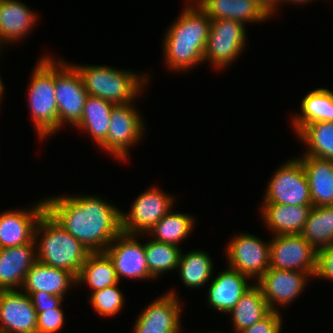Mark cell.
I'll list each match as a JSON object with an SVG mask.
<instances>
[{
    "instance_id": "cell-22",
    "label": "cell",
    "mask_w": 333,
    "mask_h": 333,
    "mask_svg": "<svg viewBox=\"0 0 333 333\" xmlns=\"http://www.w3.org/2000/svg\"><path fill=\"white\" fill-rule=\"evenodd\" d=\"M196 4L211 20L228 19L245 25L271 19L255 0H199Z\"/></svg>"
},
{
    "instance_id": "cell-20",
    "label": "cell",
    "mask_w": 333,
    "mask_h": 333,
    "mask_svg": "<svg viewBox=\"0 0 333 333\" xmlns=\"http://www.w3.org/2000/svg\"><path fill=\"white\" fill-rule=\"evenodd\" d=\"M18 0H0V38L4 45L27 37L38 21V15Z\"/></svg>"
},
{
    "instance_id": "cell-13",
    "label": "cell",
    "mask_w": 333,
    "mask_h": 333,
    "mask_svg": "<svg viewBox=\"0 0 333 333\" xmlns=\"http://www.w3.org/2000/svg\"><path fill=\"white\" fill-rule=\"evenodd\" d=\"M137 234L121 232L104 251L112 260L117 278L154 279L148 270L144 244Z\"/></svg>"
},
{
    "instance_id": "cell-40",
    "label": "cell",
    "mask_w": 333,
    "mask_h": 333,
    "mask_svg": "<svg viewBox=\"0 0 333 333\" xmlns=\"http://www.w3.org/2000/svg\"><path fill=\"white\" fill-rule=\"evenodd\" d=\"M312 1H315V0H281V5L284 3L285 4V2H286V4L287 3H289V4H306V3H310V2H312Z\"/></svg>"
},
{
    "instance_id": "cell-17",
    "label": "cell",
    "mask_w": 333,
    "mask_h": 333,
    "mask_svg": "<svg viewBox=\"0 0 333 333\" xmlns=\"http://www.w3.org/2000/svg\"><path fill=\"white\" fill-rule=\"evenodd\" d=\"M0 329L5 333H37V312L21 290H0Z\"/></svg>"
},
{
    "instance_id": "cell-5",
    "label": "cell",
    "mask_w": 333,
    "mask_h": 333,
    "mask_svg": "<svg viewBox=\"0 0 333 333\" xmlns=\"http://www.w3.org/2000/svg\"><path fill=\"white\" fill-rule=\"evenodd\" d=\"M27 88L28 107L40 139L58 131V107L55 100V58L45 55L36 63Z\"/></svg>"
},
{
    "instance_id": "cell-42",
    "label": "cell",
    "mask_w": 333,
    "mask_h": 333,
    "mask_svg": "<svg viewBox=\"0 0 333 333\" xmlns=\"http://www.w3.org/2000/svg\"><path fill=\"white\" fill-rule=\"evenodd\" d=\"M3 46H5V45H4V43L2 42V40L0 38V51L2 50V48H4Z\"/></svg>"
},
{
    "instance_id": "cell-39",
    "label": "cell",
    "mask_w": 333,
    "mask_h": 333,
    "mask_svg": "<svg viewBox=\"0 0 333 333\" xmlns=\"http://www.w3.org/2000/svg\"><path fill=\"white\" fill-rule=\"evenodd\" d=\"M261 8L272 18L275 12L278 13V6H281V0H255Z\"/></svg>"
},
{
    "instance_id": "cell-25",
    "label": "cell",
    "mask_w": 333,
    "mask_h": 333,
    "mask_svg": "<svg viewBox=\"0 0 333 333\" xmlns=\"http://www.w3.org/2000/svg\"><path fill=\"white\" fill-rule=\"evenodd\" d=\"M300 107L301 111L291 120L295 134L309 123L333 122V91L327 88L312 90L303 97Z\"/></svg>"
},
{
    "instance_id": "cell-28",
    "label": "cell",
    "mask_w": 333,
    "mask_h": 333,
    "mask_svg": "<svg viewBox=\"0 0 333 333\" xmlns=\"http://www.w3.org/2000/svg\"><path fill=\"white\" fill-rule=\"evenodd\" d=\"M119 283L114 264L105 252L91 253L76 277V285L87 284L92 292Z\"/></svg>"
},
{
    "instance_id": "cell-31",
    "label": "cell",
    "mask_w": 333,
    "mask_h": 333,
    "mask_svg": "<svg viewBox=\"0 0 333 333\" xmlns=\"http://www.w3.org/2000/svg\"><path fill=\"white\" fill-rule=\"evenodd\" d=\"M195 217L186 213H178L172 209L157 222L147 234L152 239L179 246L194 231ZM154 235V236H153Z\"/></svg>"
},
{
    "instance_id": "cell-10",
    "label": "cell",
    "mask_w": 333,
    "mask_h": 333,
    "mask_svg": "<svg viewBox=\"0 0 333 333\" xmlns=\"http://www.w3.org/2000/svg\"><path fill=\"white\" fill-rule=\"evenodd\" d=\"M174 197L157 186L139 194L129 212L121 211L122 232L140 236L147 234L172 209Z\"/></svg>"
},
{
    "instance_id": "cell-33",
    "label": "cell",
    "mask_w": 333,
    "mask_h": 333,
    "mask_svg": "<svg viewBox=\"0 0 333 333\" xmlns=\"http://www.w3.org/2000/svg\"><path fill=\"white\" fill-rule=\"evenodd\" d=\"M148 270L155 278L161 277V274L177 270L181 248L176 245L159 242L150 239L144 244Z\"/></svg>"
},
{
    "instance_id": "cell-12",
    "label": "cell",
    "mask_w": 333,
    "mask_h": 333,
    "mask_svg": "<svg viewBox=\"0 0 333 333\" xmlns=\"http://www.w3.org/2000/svg\"><path fill=\"white\" fill-rule=\"evenodd\" d=\"M270 240V268L308 273L314 278L317 251L300 235H273Z\"/></svg>"
},
{
    "instance_id": "cell-29",
    "label": "cell",
    "mask_w": 333,
    "mask_h": 333,
    "mask_svg": "<svg viewBox=\"0 0 333 333\" xmlns=\"http://www.w3.org/2000/svg\"><path fill=\"white\" fill-rule=\"evenodd\" d=\"M203 250H191L182 253L178 264V273L181 282L189 288H203L213 276V259Z\"/></svg>"
},
{
    "instance_id": "cell-2",
    "label": "cell",
    "mask_w": 333,
    "mask_h": 333,
    "mask_svg": "<svg viewBox=\"0 0 333 333\" xmlns=\"http://www.w3.org/2000/svg\"><path fill=\"white\" fill-rule=\"evenodd\" d=\"M173 22L163 38L164 63L168 70L187 72L204 63L211 19L196 3H186Z\"/></svg>"
},
{
    "instance_id": "cell-34",
    "label": "cell",
    "mask_w": 333,
    "mask_h": 333,
    "mask_svg": "<svg viewBox=\"0 0 333 333\" xmlns=\"http://www.w3.org/2000/svg\"><path fill=\"white\" fill-rule=\"evenodd\" d=\"M88 299L98 315L104 317H112L119 313L125 301L118 284L90 292Z\"/></svg>"
},
{
    "instance_id": "cell-24",
    "label": "cell",
    "mask_w": 333,
    "mask_h": 333,
    "mask_svg": "<svg viewBox=\"0 0 333 333\" xmlns=\"http://www.w3.org/2000/svg\"><path fill=\"white\" fill-rule=\"evenodd\" d=\"M297 158L305 170L312 206L333 205V161L312 156Z\"/></svg>"
},
{
    "instance_id": "cell-23",
    "label": "cell",
    "mask_w": 333,
    "mask_h": 333,
    "mask_svg": "<svg viewBox=\"0 0 333 333\" xmlns=\"http://www.w3.org/2000/svg\"><path fill=\"white\" fill-rule=\"evenodd\" d=\"M75 285L76 278L70 272L50 267L37 260L27 272L20 290L23 292L44 291L64 298L65 294L70 292V288L72 289Z\"/></svg>"
},
{
    "instance_id": "cell-11",
    "label": "cell",
    "mask_w": 333,
    "mask_h": 333,
    "mask_svg": "<svg viewBox=\"0 0 333 333\" xmlns=\"http://www.w3.org/2000/svg\"><path fill=\"white\" fill-rule=\"evenodd\" d=\"M228 267L256 282L270 268V241L250 233L231 237L225 249Z\"/></svg>"
},
{
    "instance_id": "cell-38",
    "label": "cell",
    "mask_w": 333,
    "mask_h": 333,
    "mask_svg": "<svg viewBox=\"0 0 333 333\" xmlns=\"http://www.w3.org/2000/svg\"><path fill=\"white\" fill-rule=\"evenodd\" d=\"M24 293H27L31 297L36 312H43L46 309L58 308L63 305L64 298L58 295H51L44 291Z\"/></svg>"
},
{
    "instance_id": "cell-1",
    "label": "cell",
    "mask_w": 333,
    "mask_h": 333,
    "mask_svg": "<svg viewBox=\"0 0 333 333\" xmlns=\"http://www.w3.org/2000/svg\"><path fill=\"white\" fill-rule=\"evenodd\" d=\"M97 195L45 198L46 212L92 253L104 252L122 232L120 208Z\"/></svg>"
},
{
    "instance_id": "cell-4",
    "label": "cell",
    "mask_w": 333,
    "mask_h": 333,
    "mask_svg": "<svg viewBox=\"0 0 333 333\" xmlns=\"http://www.w3.org/2000/svg\"><path fill=\"white\" fill-rule=\"evenodd\" d=\"M82 79L87 94L99 97L115 105L136 102L147 87L149 74H137L132 70L104 65L71 64ZM146 86V87H145Z\"/></svg>"
},
{
    "instance_id": "cell-43",
    "label": "cell",
    "mask_w": 333,
    "mask_h": 333,
    "mask_svg": "<svg viewBox=\"0 0 333 333\" xmlns=\"http://www.w3.org/2000/svg\"><path fill=\"white\" fill-rule=\"evenodd\" d=\"M199 0H190L191 3H197Z\"/></svg>"
},
{
    "instance_id": "cell-37",
    "label": "cell",
    "mask_w": 333,
    "mask_h": 333,
    "mask_svg": "<svg viewBox=\"0 0 333 333\" xmlns=\"http://www.w3.org/2000/svg\"><path fill=\"white\" fill-rule=\"evenodd\" d=\"M316 277L333 281V245L317 251Z\"/></svg>"
},
{
    "instance_id": "cell-14",
    "label": "cell",
    "mask_w": 333,
    "mask_h": 333,
    "mask_svg": "<svg viewBox=\"0 0 333 333\" xmlns=\"http://www.w3.org/2000/svg\"><path fill=\"white\" fill-rule=\"evenodd\" d=\"M171 289L141 311L132 333H181V301Z\"/></svg>"
},
{
    "instance_id": "cell-9",
    "label": "cell",
    "mask_w": 333,
    "mask_h": 333,
    "mask_svg": "<svg viewBox=\"0 0 333 333\" xmlns=\"http://www.w3.org/2000/svg\"><path fill=\"white\" fill-rule=\"evenodd\" d=\"M246 25L220 19L211 20L210 32L204 51V62L213 68L224 69L234 62L247 45Z\"/></svg>"
},
{
    "instance_id": "cell-3",
    "label": "cell",
    "mask_w": 333,
    "mask_h": 333,
    "mask_svg": "<svg viewBox=\"0 0 333 333\" xmlns=\"http://www.w3.org/2000/svg\"><path fill=\"white\" fill-rule=\"evenodd\" d=\"M36 259L50 267L66 270L75 278L92 253L61 227L46 211L35 228Z\"/></svg>"
},
{
    "instance_id": "cell-26",
    "label": "cell",
    "mask_w": 333,
    "mask_h": 333,
    "mask_svg": "<svg viewBox=\"0 0 333 333\" xmlns=\"http://www.w3.org/2000/svg\"><path fill=\"white\" fill-rule=\"evenodd\" d=\"M114 106L115 104L107 100L88 95L81 120L75 128L90 134L94 143L100 147L106 141L111 111Z\"/></svg>"
},
{
    "instance_id": "cell-27",
    "label": "cell",
    "mask_w": 333,
    "mask_h": 333,
    "mask_svg": "<svg viewBox=\"0 0 333 333\" xmlns=\"http://www.w3.org/2000/svg\"><path fill=\"white\" fill-rule=\"evenodd\" d=\"M270 312L260 287L254 283L228 314L231 315L234 333H239L261 321Z\"/></svg>"
},
{
    "instance_id": "cell-15",
    "label": "cell",
    "mask_w": 333,
    "mask_h": 333,
    "mask_svg": "<svg viewBox=\"0 0 333 333\" xmlns=\"http://www.w3.org/2000/svg\"><path fill=\"white\" fill-rule=\"evenodd\" d=\"M311 276L305 272L269 268L255 283L271 311L286 308L304 291ZM277 306V307H276Z\"/></svg>"
},
{
    "instance_id": "cell-35",
    "label": "cell",
    "mask_w": 333,
    "mask_h": 333,
    "mask_svg": "<svg viewBox=\"0 0 333 333\" xmlns=\"http://www.w3.org/2000/svg\"><path fill=\"white\" fill-rule=\"evenodd\" d=\"M64 310L61 306L37 312V333H57L65 322Z\"/></svg>"
},
{
    "instance_id": "cell-7",
    "label": "cell",
    "mask_w": 333,
    "mask_h": 333,
    "mask_svg": "<svg viewBox=\"0 0 333 333\" xmlns=\"http://www.w3.org/2000/svg\"><path fill=\"white\" fill-rule=\"evenodd\" d=\"M134 106V102L114 106L106 141L99 147L120 161H129V148L137 145L145 133V122Z\"/></svg>"
},
{
    "instance_id": "cell-21",
    "label": "cell",
    "mask_w": 333,
    "mask_h": 333,
    "mask_svg": "<svg viewBox=\"0 0 333 333\" xmlns=\"http://www.w3.org/2000/svg\"><path fill=\"white\" fill-rule=\"evenodd\" d=\"M312 205L292 206L262 203L260 214L264 225L274 235L300 234L308 219Z\"/></svg>"
},
{
    "instance_id": "cell-16",
    "label": "cell",
    "mask_w": 333,
    "mask_h": 333,
    "mask_svg": "<svg viewBox=\"0 0 333 333\" xmlns=\"http://www.w3.org/2000/svg\"><path fill=\"white\" fill-rule=\"evenodd\" d=\"M46 211L45 199L29 209H10L0 214V248L18 247L34 240L35 228Z\"/></svg>"
},
{
    "instance_id": "cell-32",
    "label": "cell",
    "mask_w": 333,
    "mask_h": 333,
    "mask_svg": "<svg viewBox=\"0 0 333 333\" xmlns=\"http://www.w3.org/2000/svg\"><path fill=\"white\" fill-rule=\"evenodd\" d=\"M296 136L307 149L302 156L333 161V122L309 123Z\"/></svg>"
},
{
    "instance_id": "cell-41",
    "label": "cell",
    "mask_w": 333,
    "mask_h": 333,
    "mask_svg": "<svg viewBox=\"0 0 333 333\" xmlns=\"http://www.w3.org/2000/svg\"><path fill=\"white\" fill-rule=\"evenodd\" d=\"M5 85H3V81H2V79H1V76H0V103H1V100H2V98H3V94H4V87Z\"/></svg>"
},
{
    "instance_id": "cell-8",
    "label": "cell",
    "mask_w": 333,
    "mask_h": 333,
    "mask_svg": "<svg viewBox=\"0 0 333 333\" xmlns=\"http://www.w3.org/2000/svg\"><path fill=\"white\" fill-rule=\"evenodd\" d=\"M267 183L262 203L312 205L305 170L297 157L285 161Z\"/></svg>"
},
{
    "instance_id": "cell-18",
    "label": "cell",
    "mask_w": 333,
    "mask_h": 333,
    "mask_svg": "<svg viewBox=\"0 0 333 333\" xmlns=\"http://www.w3.org/2000/svg\"><path fill=\"white\" fill-rule=\"evenodd\" d=\"M250 279L238 270L228 267L208 284L207 304L218 312L228 314L255 283H251Z\"/></svg>"
},
{
    "instance_id": "cell-36",
    "label": "cell",
    "mask_w": 333,
    "mask_h": 333,
    "mask_svg": "<svg viewBox=\"0 0 333 333\" xmlns=\"http://www.w3.org/2000/svg\"><path fill=\"white\" fill-rule=\"evenodd\" d=\"M282 318L279 311H271L261 321L239 333H281L283 324Z\"/></svg>"
},
{
    "instance_id": "cell-30",
    "label": "cell",
    "mask_w": 333,
    "mask_h": 333,
    "mask_svg": "<svg viewBox=\"0 0 333 333\" xmlns=\"http://www.w3.org/2000/svg\"><path fill=\"white\" fill-rule=\"evenodd\" d=\"M300 235L316 251L333 245V205L312 207Z\"/></svg>"
},
{
    "instance_id": "cell-6",
    "label": "cell",
    "mask_w": 333,
    "mask_h": 333,
    "mask_svg": "<svg viewBox=\"0 0 333 333\" xmlns=\"http://www.w3.org/2000/svg\"><path fill=\"white\" fill-rule=\"evenodd\" d=\"M65 59L55 60V100L58 107V131L68 123L75 127L81 120L88 97L79 72ZM67 123V124H66Z\"/></svg>"
},
{
    "instance_id": "cell-19",
    "label": "cell",
    "mask_w": 333,
    "mask_h": 333,
    "mask_svg": "<svg viewBox=\"0 0 333 333\" xmlns=\"http://www.w3.org/2000/svg\"><path fill=\"white\" fill-rule=\"evenodd\" d=\"M36 261L35 240L23 246L0 248V290H20Z\"/></svg>"
}]
</instances>
